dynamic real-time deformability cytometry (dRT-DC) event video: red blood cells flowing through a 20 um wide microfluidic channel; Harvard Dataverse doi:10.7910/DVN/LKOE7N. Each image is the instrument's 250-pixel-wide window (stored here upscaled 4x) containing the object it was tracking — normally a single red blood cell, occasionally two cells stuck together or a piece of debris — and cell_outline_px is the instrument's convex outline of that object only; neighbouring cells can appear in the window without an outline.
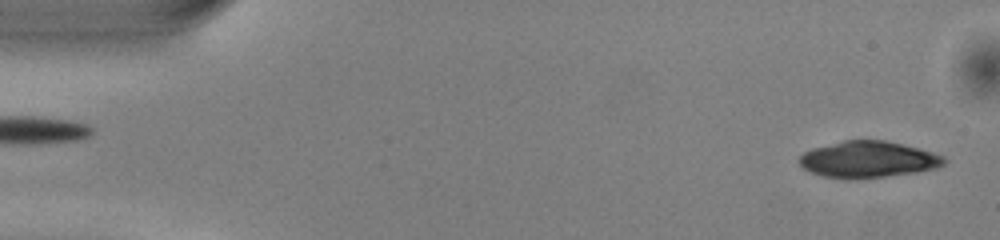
{"species": "common noctule bat (a hibernating species)", "species_latin": "Nyctalus noctula", "temperature_condition": "warm", "stored_images_in_passage": 48, "camera_frame_rate_fps": 3000, "um_per_image_px": 0.085, "animal": {"sex": "male", "body_mass_g": 13.0, "forearm_length_mm": 53.1}, "frame": {"image": 1, "passage_image": 1, "time_ms": 0.0, "image_size_px": [1000, 240], "cell_outline_px": [[948, 160], [944, 164], [936, 168], [916, 172], [884, 176], [824, 176], [812, 172], [804, 168], [800, 164], [800, 156], [804, 152], [812, 148], [844, 140], [884, 140], [932, 152], [944, 156]], "centroid_in_image_um": [73.83, 13.51], "position_along_channel_um": 11.2, "area_um2": 29.65}}
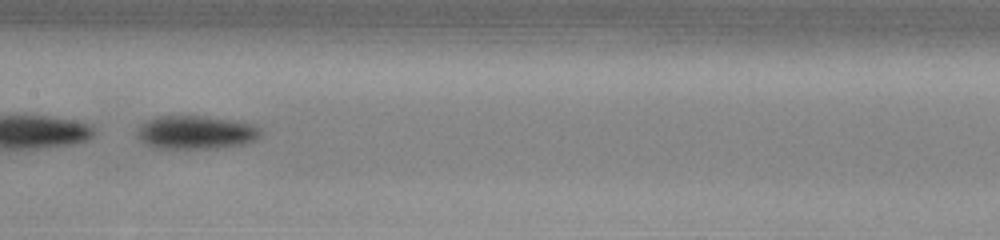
{"frame": {"image": 2, "passage_image": 24, "time_ms": 7.667, "image_size_px": [1000, 240], "cell_outline_px": [[260, 136], [256, 140], [244, 144], [216, 148], [156, 148], [140, 140], [136, 136], [136, 132], [140, 124], [156, 116], [204, 116], [232, 120], [256, 124], [260, 128]], "centroid_in_image_um": [16.66, 11.24], "position_along_channel_um": 190.7, "area_um2": 24.16}}
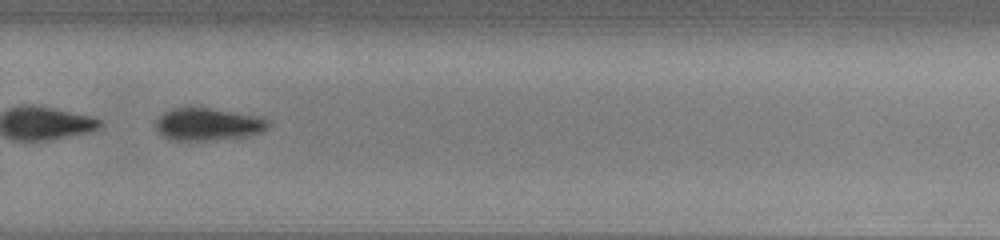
{"frame": {"image": 3, "passage_image": 33, "time_ms": 10.667, "image_size_px": [1000, 240], "cell_outline_px": [[272, 124], [264, 132], [248, 136], [212, 140], [168, 140], [156, 128], [156, 120], [164, 112], [172, 108], [208, 108], [256, 116], [268, 120]], "centroid_in_image_um": [17.7, 10.58], "position_along_channel_um": 312.1, "area_um2": 21.15}, "authors_computed_cell_mechanics": {"area_um2": 25.6921, "velocity_mm_per_s": 4.061, "shape_relaxation_time_tau1_ms": 1.6316, "shape_relaxation_time_tau2_ms": null, "deformation_change_tau1": 0.1085, "deformation_change_tau2": null}}